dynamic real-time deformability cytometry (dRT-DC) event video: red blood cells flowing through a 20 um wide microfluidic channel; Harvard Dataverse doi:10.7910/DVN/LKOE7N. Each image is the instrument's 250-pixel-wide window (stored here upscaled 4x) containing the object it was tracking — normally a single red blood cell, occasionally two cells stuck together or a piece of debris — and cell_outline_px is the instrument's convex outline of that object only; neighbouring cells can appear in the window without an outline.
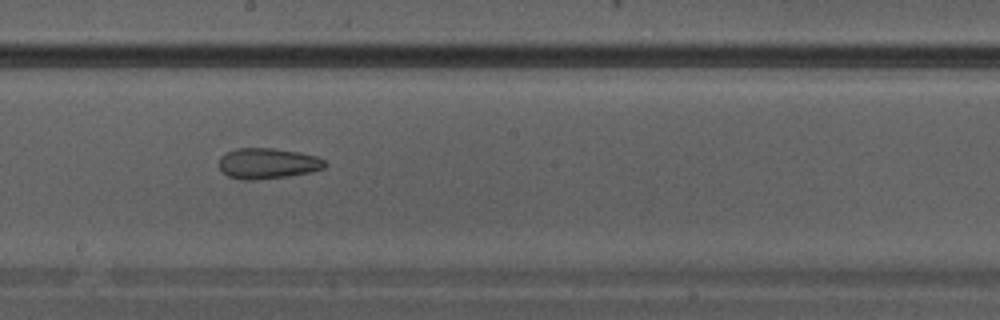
{"species": "Egyptian fruit bat (a non-hibernating species)", "species_latin": "Rousettus aegyptiacus", "temperature_condition": "warm", "stored_images_in_passage": 13, "camera_frame_rate_fps": 3000, "um_per_image_px": 0.085, "animal": {"sex": "male"}, "frame": {"image": 1, "passage_image": 8, "time_ms": 2.333, "image_size_px": [1000, 320], "cell_outline_px": [[328, 164], [324, 168], [308, 172], [288, 176], [256, 180], [240, 180], [228, 176], [220, 168], [220, 156], [236, 148], [272, 148], [300, 152], [316, 156], [324, 160]], "centroid_in_image_um": [22.75, 13.89], "position_along_channel_um": 225.4, "area_um2": 18.9}}
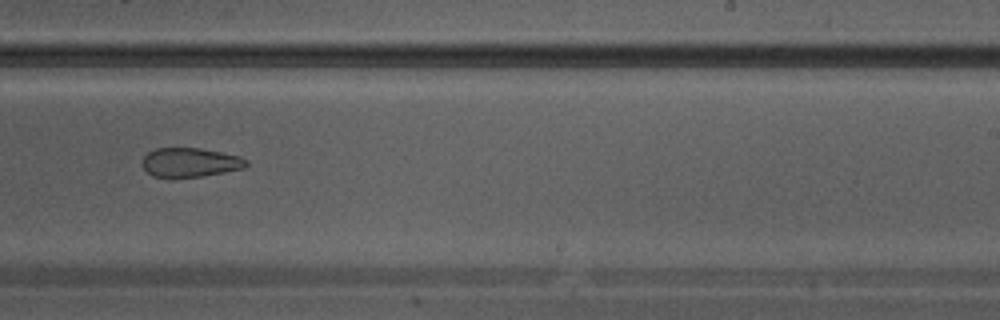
{"frame": {"image": 2, "passage_image": 10, "time_ms": 3.0, "image_size_px": [1000, 320], "cell_outline_px": [[248, 164], [244, 168], [224, 172], [200, 176], [172, 180], [152, 176], [144, 168], [144, 156], [148, 152], [156, 148], [200, 148], [240, 156], [248, 160]], "centroid_in_image_um": [16.15, 13.83], "position_along_channel_um": 272.9, "area_um2": 17.98}}